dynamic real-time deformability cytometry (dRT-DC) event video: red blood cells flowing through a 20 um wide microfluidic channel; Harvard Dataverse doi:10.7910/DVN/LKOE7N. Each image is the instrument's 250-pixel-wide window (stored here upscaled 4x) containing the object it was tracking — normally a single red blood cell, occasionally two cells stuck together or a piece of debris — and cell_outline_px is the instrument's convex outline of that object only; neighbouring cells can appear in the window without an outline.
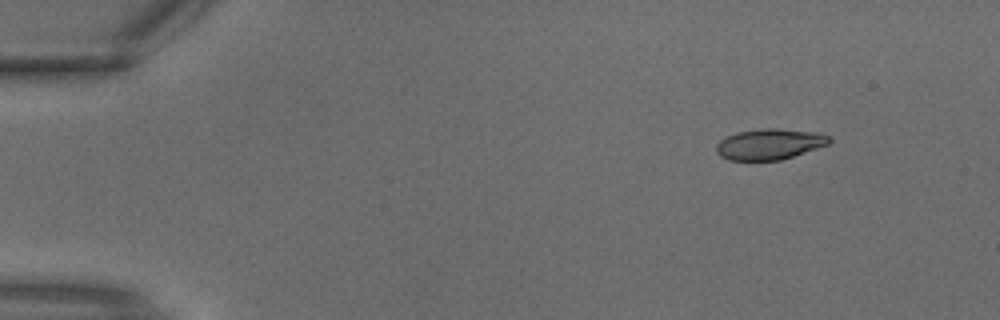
{"species": "common noctule bat (a hibernating species)", "species_latin": "Nyctalus noctula", "temperature_condition": "warm", "stored_images_in_passage": 3, "camera_frame_rate_fps": 3000, "um_per_image_px": 0.085, "animal": {"sex": "male", "body_mass_g": 18.8}, "frame": {"image": 1, "passage_image": 1, "time_ms": 0.0, "image_size_px": [1000, 320], "cell_outline_px": [[832, 140], [828, 144], [780, 160], [728, 160], [720, 156], [716, 152], [716, 144], [720, 140], [736, 132], [760, 128], [776, 128], [816, 132], [828, 136]], "centroid_in_image_um": [65.37, 12.24], "position_along_channel_um": 19.6, "area_um2": 20.17}}